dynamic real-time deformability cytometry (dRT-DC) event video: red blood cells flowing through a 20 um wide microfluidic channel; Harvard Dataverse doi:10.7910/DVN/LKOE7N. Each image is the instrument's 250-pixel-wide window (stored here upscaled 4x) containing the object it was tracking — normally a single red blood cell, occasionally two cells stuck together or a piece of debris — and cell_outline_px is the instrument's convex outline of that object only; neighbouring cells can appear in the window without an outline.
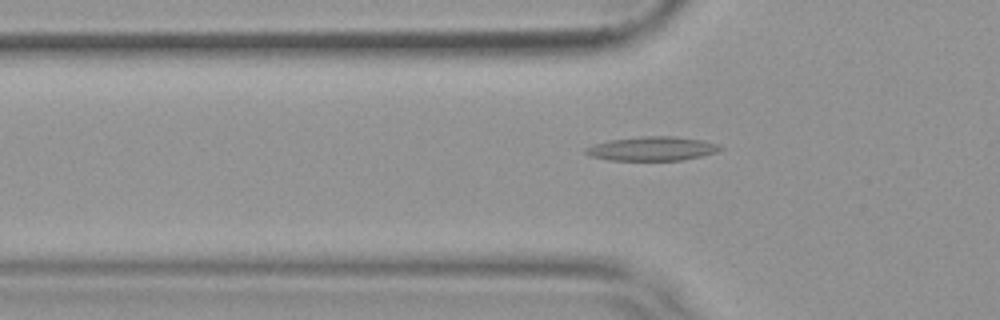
{"species": "common noctule bat (a hibernating species)", "species_latin": "Nyctalus noctula", "temperature_condition": "warm", "stored_images_in_passage": 53, "camera_frame_rate_fps": 3000, "um_per_image_px": 0.085, "animal": {"sex": "female", "body_mass_g": 19.9}, "frame": {"image": 1, "passage_image": 18, "time_ms": 5.667, "image_size_px": [1000, 320], "cell_outline_px": [[724, 148], [716, 152], [700, 156], [680, 160], [608, 160], [588, 156], [584, 152], [584, 148], [592, 144], [608, 140], [640, 136], [672, 136], [704, 140], [716, 144]], "centroid_in_image_um": [55.36, 12.63], "position_along_channel_um": 70.4, "area_um2": 18.96}}
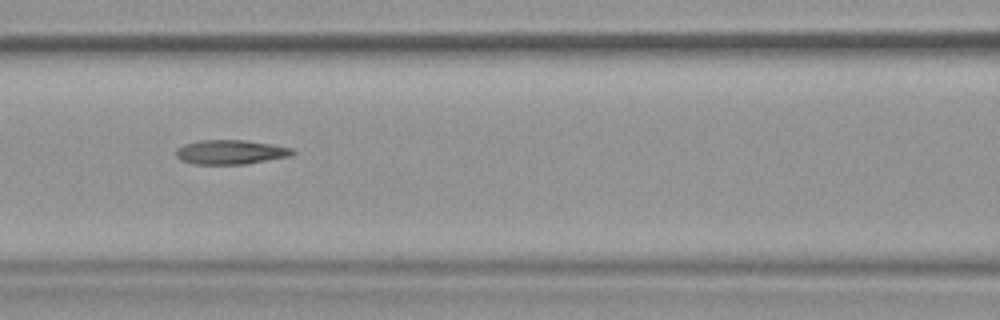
{"frame": {"image": 2, "passage_image": 24, "time_ms": 7.667, "image_size_px": [1000, 320], "cell_outline_px": [[296, 152], [292, 156], [244, 164], [196, 164], [180, 160], [176, 156], [176, 148], [184, 144], [200, 140], [244, 140], [272, 144], [292, 148]], "centroid_in_image_um": [19.61, 12.92], "position_along_channel_um": 147.0, "area_um2": 16.59}}
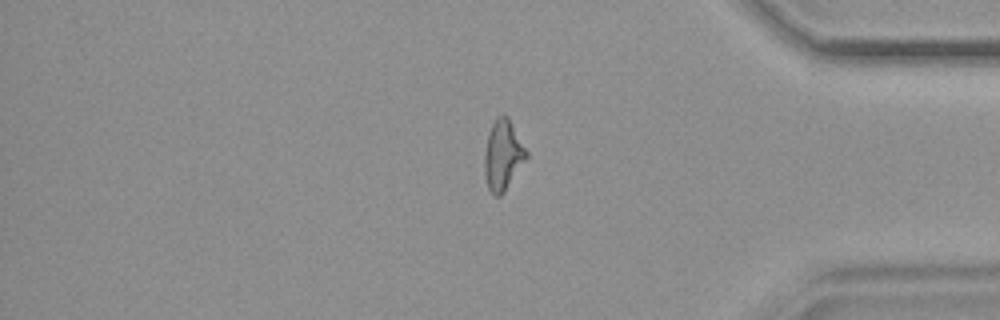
{"frame": {"image": 3, "passage_image": 45, "time_ms": 14.667, "image_size_px": [1000, 320], "cell_outline_px": [[528, 156], [504, 192], [500, 196], [492, 196], [488, 188], [484, 176], [484, 152], [488, 132], [496, 116], [504, 112], [508, 116], [528, 152]], "centroid_in_image_um": [42.72, 13.16], "position_along_channel_um": 392.5, "area_um2": 17.4}, "authors_computed_cell_mechanics": {"area_um2": 16.9932, "velocity_mm_per_s": 3.8111, "shape_relaxation_time_tau1_ms": 9.2377, "shape_relaxation_time_tau2_ms": 2.9504, "deformation_change_tau1": 0.2265, "deformation_change_tau2": 0.125}}